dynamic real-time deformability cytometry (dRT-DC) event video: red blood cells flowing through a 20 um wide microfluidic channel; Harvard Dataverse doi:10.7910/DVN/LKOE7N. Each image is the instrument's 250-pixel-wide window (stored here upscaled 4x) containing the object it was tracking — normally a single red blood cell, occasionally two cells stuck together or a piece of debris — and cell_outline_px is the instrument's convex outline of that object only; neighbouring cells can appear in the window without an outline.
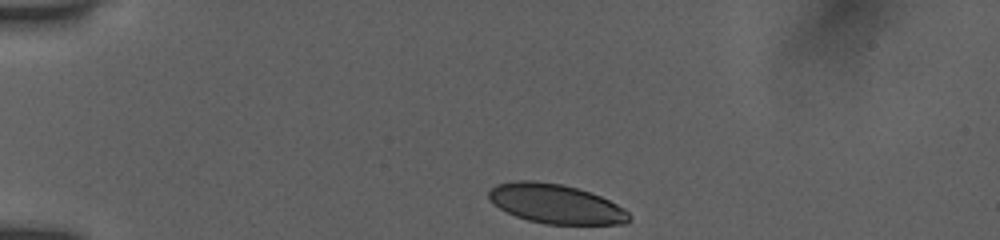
{"species": "human", "species_latin": "Homo sapiens", "temperature_condition": "room temperature", "stored_images_in_passage": 7, "camera_frame_rate_fps": 3000, "um_per_image_px": 0.085, "donor": {"sex": "female"}, "frame": {"image": 1, "passage_image": 1, "time_ms": 0.0, "image_size_px": [1000, 240], "cell_outline_px": [[632, 220], [624, 224], [544, 224], [528, 220], [516, 216], [500, 208], [488, 196], [488, 192], [496, 184], [512, 180], [536, 180], [560, 184], [576, 188], [600, 196], [624, 208], [632, 216]], "centroid_in_image_um": [47.26, 17.32], "position_along_channel_um": 37.7, "area_um2": 32.14}}
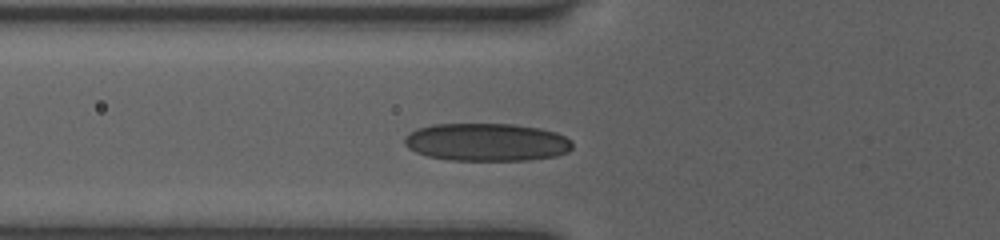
{"frame": {"image": 2, "passage_image": 5, "time_ms": 1.333, "image_size_px": [1000, 240], "cell_outline_px": [[572, 148], [568, 152], [556, 156], [528, 160], [448, 160], [428, 156], [416, 152], [408, 148], [404, 144], [404, 136], [416, 128], [432, 124], [512, 124], [540, 128], [556, 132], [572, 140]], "centroid_in_image_um": [41.35, 12.08], "position_along_channel_um": 84.4, "area_um2": 37.28}}
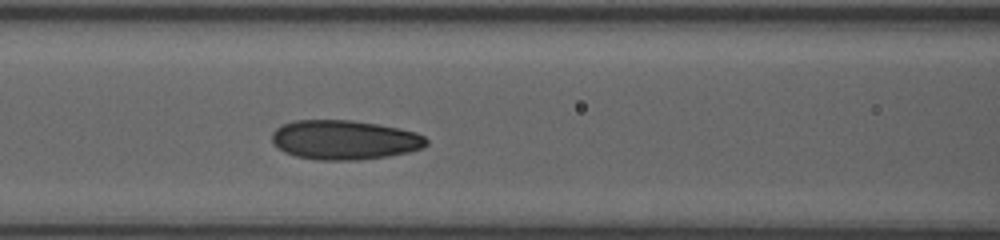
{"frame": {"image": 3, "passage_image": 7, "time_ms": 2.0, "image_size_px": [1000, 240], "cell_outline_px": [[428, 144], [424, 148], [408, 152], [388, 156], [356, 160], [320, 160], [296, 156], [284, 152], [272, 144], [272, 132], [280, 124], [296, 120], [352, 120], [400, 128], [416, 132], [424, 136], [428, 140]], "centroid_in_image_um": [29.27, 11.88], "position_along_channel_um": 137.3, "area_um2": 35.72}}